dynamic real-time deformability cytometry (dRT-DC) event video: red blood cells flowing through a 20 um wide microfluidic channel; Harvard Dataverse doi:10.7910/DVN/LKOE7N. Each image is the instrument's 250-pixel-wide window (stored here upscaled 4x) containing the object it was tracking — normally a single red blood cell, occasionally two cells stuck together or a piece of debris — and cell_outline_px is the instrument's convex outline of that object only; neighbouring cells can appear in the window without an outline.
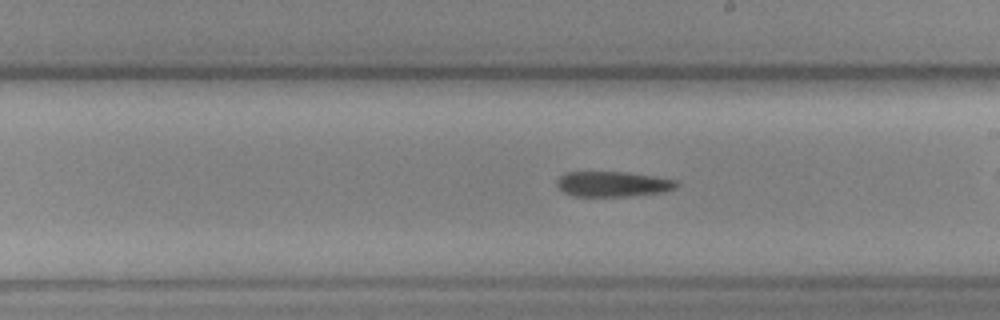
{"species": "common noctule bat (a hibernating species)", "species_latin": "Nyctalus noctula", "temperature_condition": "cold", "stored_images_in_passage": 32, "camera_frame_rate_fps": 3000, "um_per_image_px": 0.085, "animal": {"sex": "female", "body_mass_g": 19.3, "forearm_length_mm": 54.1}, "frame": {"image": 1, "passage_image": 19, "time_ms": 6.0, "image_size_px": [1000, 320], "cell_outline_px": [[680, 184], [676, 188], [664, 192], [628, 196], [572, 196], [564, 192], [556, 184], [556, 180], [564, 172], [628, 172], [676, 180]], "centroid_in_image_um": [52.09, 15.64], "position_along_channel_um": 236.9, "area_um2": 17.69}}